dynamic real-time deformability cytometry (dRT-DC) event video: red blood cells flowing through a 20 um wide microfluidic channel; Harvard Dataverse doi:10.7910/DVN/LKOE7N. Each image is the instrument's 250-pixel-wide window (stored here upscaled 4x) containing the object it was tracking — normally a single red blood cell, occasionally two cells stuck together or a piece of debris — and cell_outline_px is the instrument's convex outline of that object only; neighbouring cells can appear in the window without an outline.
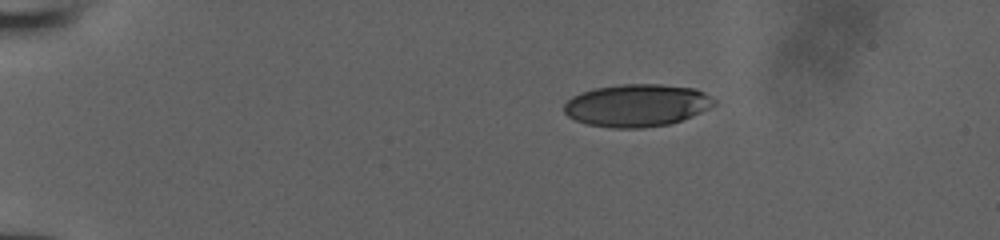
{"species": "human", "species_latin": "Homo sapiens", "temperature_condition": "room temperature", "stored_images_in_passage": 16, "camera_frame_rate_fps": 3000, "um_per_image_px": 0.085, "donor": {"sex": "male"}, "frame": {"image": 1, "passage_image": 1, "time_ms": 0.0, "image_size_px": [1000, 240], "cell_outline_px": [[716, 104], [692, 116], [668, 124], [640, 128], [616, 128], [588, 124], [576, 120], [568, 116], [564, 112], [564, 104], [572, 96], [580, 92], [596, 88], [620, 84], [660, 84], [696, 88], [704, 92], [716, 100]], "centroid_in_image_um": [54.13, 8.94], "position_along_channel_um": 30.9, "area_um2": 37.05}}
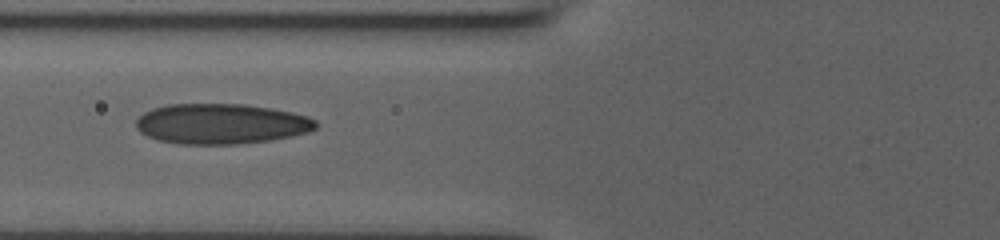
{"frame": {"image": 2, "passage_image": 10, "time_ms": 3.0, "image_size_px": [1000, 240], "cell_outline_px": [[316, 128], [308, 132], [268, 140], [236, 144], [176, 144], [156, 140], [140, 132], [136, 128], [136, 120], [144, 112], [152, 108], [168, 104], [244, 104], [292, 112], [308, 116], [316, 120]], "centroid_in_image_um": [18.75, 10.52], "position_along_channel_um": 107.1, "area_um2": 42.19}}
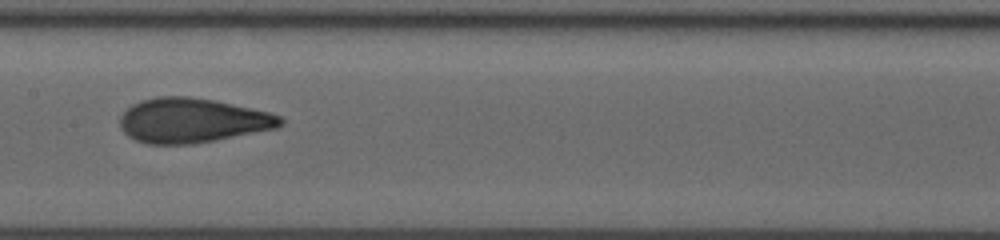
{"frame": {"image": 3, "passage_image": 14, "time_ms": 4.333, "image_size_px": [1000, 240], "cell_outline_px": [[284, 124], [276, 128], [192, 144], [148, 144], [136, 140], [128, 136], [120, 128], [120, 116], [132, 104], [156, 96], [188, 96], [216, 100], [268, 112], [280, 116], [284, 120]], "centroid_in_image_um": [16.32, 10.23], "position_along_channel_um": 191.1, "area_um2": 41.5}}